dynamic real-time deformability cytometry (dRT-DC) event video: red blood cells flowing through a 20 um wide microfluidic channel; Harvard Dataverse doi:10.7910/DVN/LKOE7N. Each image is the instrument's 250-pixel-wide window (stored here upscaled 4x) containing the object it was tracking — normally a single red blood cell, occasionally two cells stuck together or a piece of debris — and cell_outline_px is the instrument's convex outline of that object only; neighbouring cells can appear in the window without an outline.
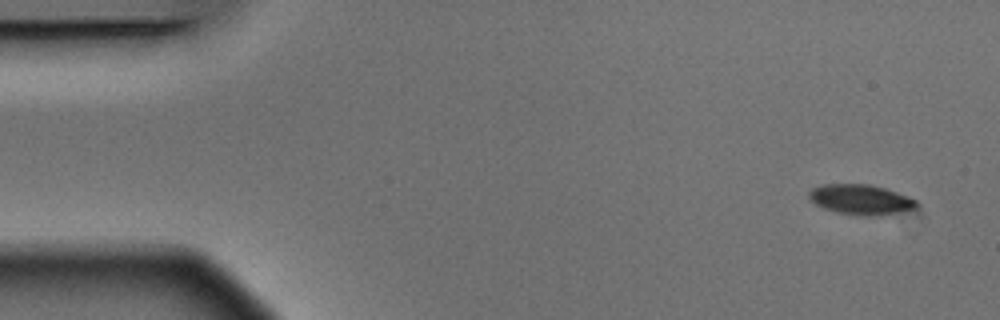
{"species": "Egyptian fruit bat (a non-hibernating species)", "species_latin": "Rousettus aegyptiacus", "temperature_condition": "warm", "stored_images_in_passage": 6, "camera_frame_rate_fps": 3000, "um_per_image_px": 0.085, "animal": {"sex": "male"}, "frame": {"image": 1, "passage_image": 1, "time_ms": 0.0, "image_size_px": [1000, 320], "cell_outline_px": [[920, 204], [916, 208], [880, 216], [860, 216], [836, 212], [824, 208], [808, 200], [808, 192], [812, 188], [824, 184], [868, 184], [884, 188], [908, 196], [916, 200]], "centroid_in_image_um": [73.15, 16.97], "position_along_channel_um": 11.8, "area_um2": 19.02}}
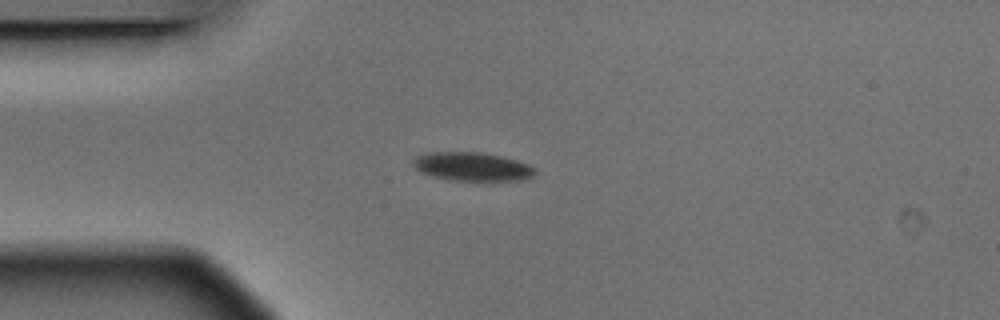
{"frame": {"image": 2, "passage_image": 4, "time_ms": 1.0, "image_size_px": [1000, 320], "cell_outline_px": [[536, 172], [532, 176], [520, 180], [448, 180], [432, 176], [420, 172], [412, 164], [412, 160], [416, 156], [428, 152], [480, 152], [500, 156], [516, 160], [528, 164], [536, 168]], "centroid_in_image_um": [40.1, 14.15], "position_along_channel_um": 44.9, "area_um2": 20.29}}
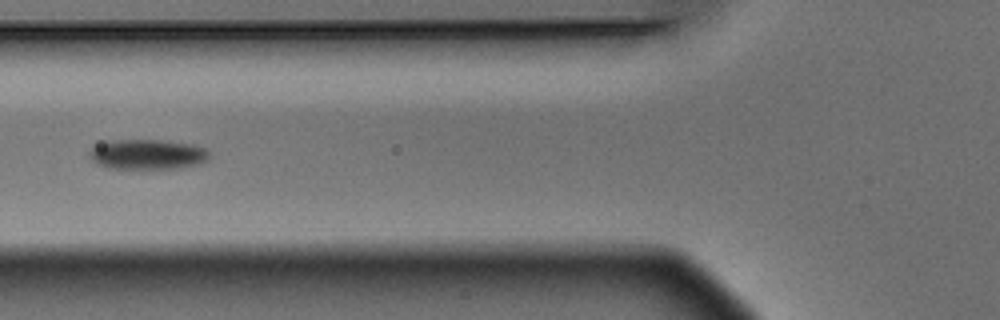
{"frame": {"image": 3, "passage_image": 6, "time_ms": 1.667, "image_size_px": [1000, 320], "cell_outline_px": [[208, 160], [200, 164], [180, 168], [108, 168], [96, 164], [88, 156], [88, 152], [92, 148], [100, 144], [112, 140], [160, 140], [192, 144], [208, 148]], "centroid_in_image_um": [12.55, 13.12], "position_along_channel_um": 113.3, "area_um2": 21.04}}